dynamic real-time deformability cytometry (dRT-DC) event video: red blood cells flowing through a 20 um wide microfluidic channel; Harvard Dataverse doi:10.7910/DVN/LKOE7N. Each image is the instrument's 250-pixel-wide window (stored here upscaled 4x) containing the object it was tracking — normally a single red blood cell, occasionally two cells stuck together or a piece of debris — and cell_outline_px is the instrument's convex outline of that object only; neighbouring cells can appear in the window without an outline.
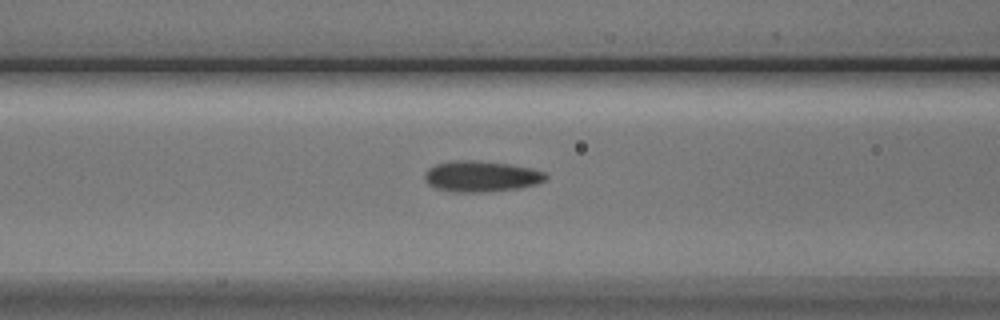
{"species": "Egyptian fruit bat (a non-hibernating species)", "species_latin": "Rousettus aegyptiacus", "temperature_condition": "cold", "stored_images_in_passage": 14, "camera_frame_rate_fps": 3000, "um_per_image_px": 0.085, "animal": {"sex": "male"}, "frame": {"image": 1, "passage_image": 12, "time_ms": 3.667, "image_size_px": [1000, 320], "cell_outline_px": [[548, 176], [544, 180], [536, 184], [516, 188], [476, 192], [452, 192], [436, 188], [428, 184], [424, 176], [424, 172], [428, 168], [436, 164], [456, 160], [476, 160], [512, 164], [532, 168], [544, 172]], "centroid_in_image_um": [40.87, 14.97], "position_along_channel_um": 125.7, "area_um2": 21.73}}